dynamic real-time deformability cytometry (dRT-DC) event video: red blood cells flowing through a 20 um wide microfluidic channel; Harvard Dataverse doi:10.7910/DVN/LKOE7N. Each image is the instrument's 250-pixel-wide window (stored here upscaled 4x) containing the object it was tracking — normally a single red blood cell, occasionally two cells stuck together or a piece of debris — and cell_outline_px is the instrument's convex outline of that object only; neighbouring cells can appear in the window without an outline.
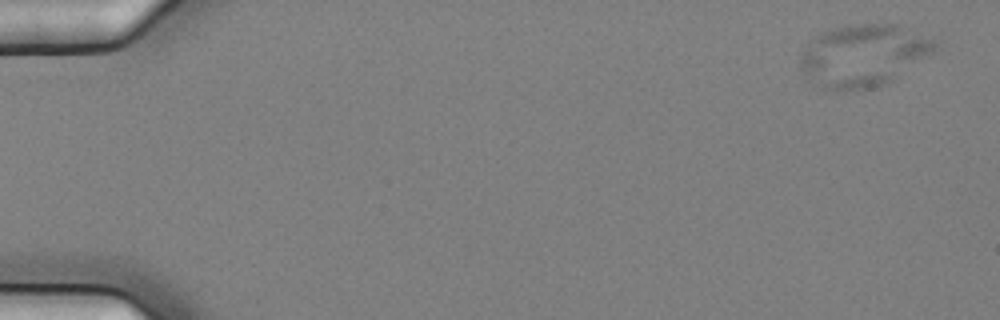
{"species": "common noctule bat (a hibernating species)", "species_latin": "Nyctalus noctula", "temperature_condition": "cold", "stored_images_in_passage": 4, "camera_frame_rate_fps": 3000, "um_per_image_px": 0.085, "animal": {"sex": "female", "body_mass_g": 25.1}, "frame": {"image": 1, "passage_image": 1, "time_ms": 0.0, "image_size_px": [1000, 320], "cell_outline_px": [[936, 48], [932, 52], [892, 80], [884, 84], [872, 88], [820, 88], [812, 84], [808, 80], [800, 68], [800, 56], [812, 40], [820, 32], [832, 28], [852, 24], [900, 24], [932, 40], [936, 44]], "centroid_in_image_um": [73.33, 4.69], "position_along_channel_um": 11.7, "area_um2": 47.86}}